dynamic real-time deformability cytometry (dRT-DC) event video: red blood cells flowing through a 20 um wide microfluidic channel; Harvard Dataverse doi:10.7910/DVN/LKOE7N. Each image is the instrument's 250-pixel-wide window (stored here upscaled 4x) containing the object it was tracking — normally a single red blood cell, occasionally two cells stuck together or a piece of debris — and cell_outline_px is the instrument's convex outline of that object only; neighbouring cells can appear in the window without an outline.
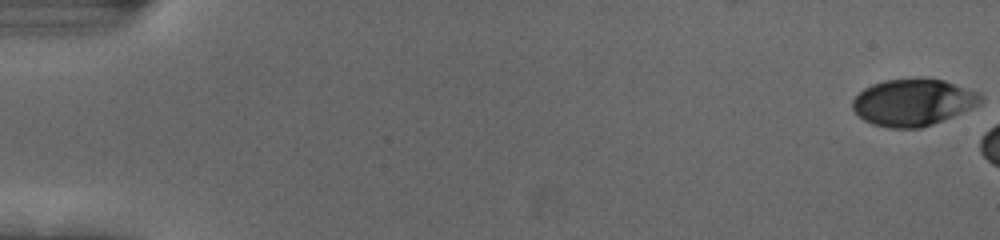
{"species": "human", "species_latin": "Homo sapiens", "temperature_condition": "cold", "stored_images_in_passage": 8, "camera_frame_rate_fps": 3000, "um_per_image_px": 0.085, "donor": {"sex": "female"}, "frame": {"image": 1, "passage_image": 1, "time_ms": 0.0, "image_size_px": [1000, 240], "cell_outline_px": [[984, 100], [952, 116], [932, 124], [920, 128], [888, 128], [872, 124], [864, 120], [852, 108], [852, 100], [864, 88], [872, 84], [884, 80], [920, 76], [944, 80], [976, 92], [984, 96]], "centroid_in_image_um": [77.57, 8.67], "position_along_channel_um": 7.4, "area_um2": 34.97}}